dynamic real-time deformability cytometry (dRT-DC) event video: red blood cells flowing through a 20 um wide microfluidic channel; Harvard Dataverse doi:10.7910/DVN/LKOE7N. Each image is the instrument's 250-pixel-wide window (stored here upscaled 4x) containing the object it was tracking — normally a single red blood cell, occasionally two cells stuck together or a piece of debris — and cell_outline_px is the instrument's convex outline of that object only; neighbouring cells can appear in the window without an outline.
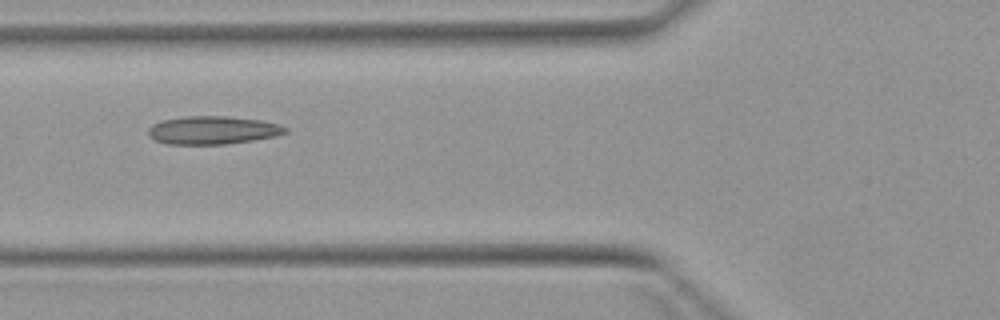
{"species": "Egyptian fruit bat (a non-hibernating species)", "species_latin": "Rousettus aegyptiacus", "temperature_condition": "warm", "stored_images_in_passage": 6, "camera_frame_rate_fps": 3000, "um_per_image_px": 0.085, "animal": {"sex": "female"}, "frame": {"image": 1, "passage_image": 6, "time_ms": 6.0, "image_size_px": [1000, 320], "cell_outline_px": [[288, 132], [276, 136], [252, 140], [224, 144], [168, 144], [156, 140], [148, 136], [148, 128], [152, 124], [160, 120], [184, 116], [224, 116], [260, 120], [276, 124], [288, 128]], "centroid_in_image_um": [18.04, 11.06], "position_along_channel_um": 107.8, "area_um2": 22.43}}